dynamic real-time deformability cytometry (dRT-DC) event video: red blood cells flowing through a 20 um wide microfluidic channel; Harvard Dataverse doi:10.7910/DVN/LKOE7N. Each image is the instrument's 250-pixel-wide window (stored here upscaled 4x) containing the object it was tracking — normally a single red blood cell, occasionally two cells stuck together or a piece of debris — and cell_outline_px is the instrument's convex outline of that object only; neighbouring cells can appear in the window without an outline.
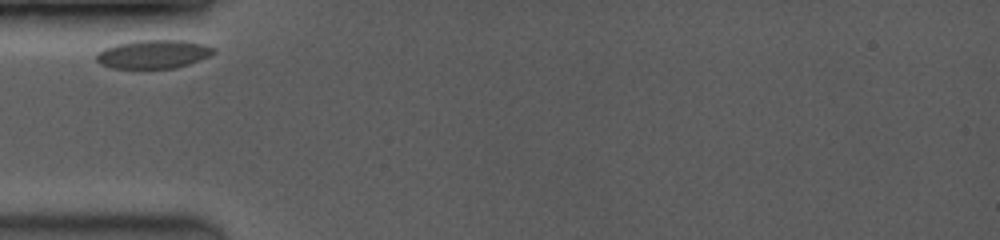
{"species": "common noctule bat (a hibernating species)", "species_latin": "Nyctalus noctula", "temperature_condition": "room temperature", "stored_images_in_passage": 24, "camera_frame_rate_fps": 3500, "um_per_image_px": 0.085, "animal": {"sex": "female", "body_mass_g": 19.0, "forearm_length_mm": 53.3}, "frame": {"image": 1, "passage_image": 1, "time_ms": 0.0, "image_size_px": [1000, 240], "cell_outline_px": [[216, 52], [200, 60], [176, 68], [112, 68], [100, 64], [96, 60], [96, 52], [104, 48], [116, 44], [136, 40], [184, 40], [204, 44], [216, 48]], "centroid_in_image_um": [13.03, 4.59], "position_along_channel_um": 72.0, "area_um2": 19.65}}
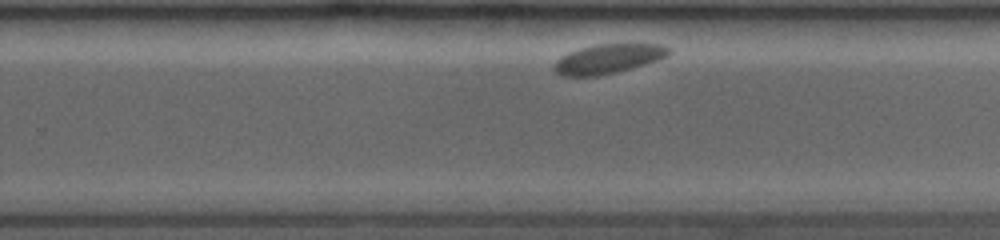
{"frame": {"image": 2, "passage_image": 13, "time_ms": 3.429, "image_size_px": [1000, 240], "cell_outline_px": [[672, 52], [668, 56], [660, 60], [616, 72], [596, 76], [560, 76], [552, 68], [552, 64], [560, 56], [568, 52], [580, 48], [596, 44], [664, 44], [672, 48]], "centroid_in_image_um": [51.7, 4.99], "position_along_channel_um": 278.1, "area_um2": 20.0}}
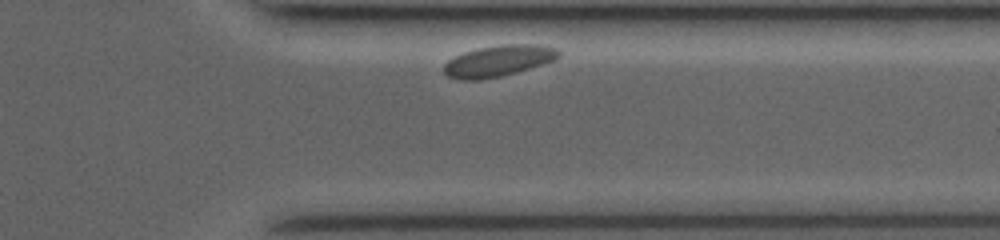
{"frame": {"image": 3, "passage_image": 22, "time_ms": 6.0, "image_size_px": [1000, 240], "cell_outline_px": [[560, 56], [552, 60], [516, 72], [500, 76], [480, 80], [456, 80], [448, 76], [444, 72], [444, 64], [448, 60], [464, 52], [480, 48], [504, 44], [536, 44], [556, 48], [560, 52]], "centroid_in_image_um": [42.32, 5.18], "position_along_channel_um": 369.1, "area_um2": 20.58}}